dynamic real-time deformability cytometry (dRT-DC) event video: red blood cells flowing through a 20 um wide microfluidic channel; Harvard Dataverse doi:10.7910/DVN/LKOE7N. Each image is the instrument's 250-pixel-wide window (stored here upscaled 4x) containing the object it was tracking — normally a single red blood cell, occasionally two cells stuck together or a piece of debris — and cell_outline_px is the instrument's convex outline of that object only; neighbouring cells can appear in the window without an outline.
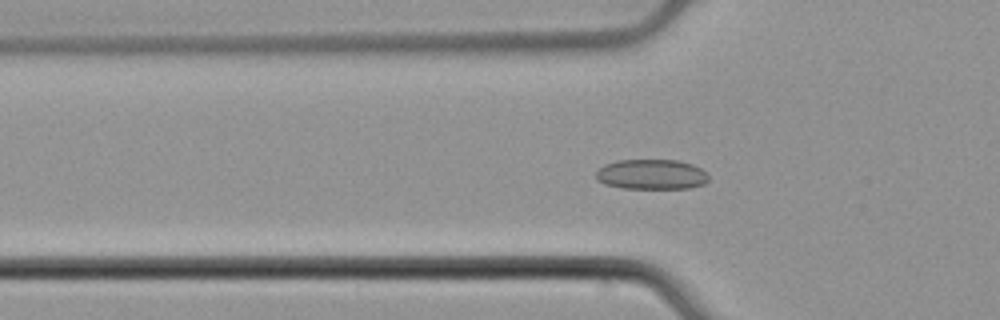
{"species": "common noctule bat (a hibernating species)", "species_latin": "Nyctalus noctula", "temperature_condition": "cold", "stored_images_in_passage": 48, "camera_frame_rate_fps": 3000, "um_per_image_px": 0.085, "animal": {"sex": "male", "body_mass_g": 21.5, "forearm_length_mm": 52.0}, "frame": {"image": 1, "passage_image": 19, "time_ms": 6.0, "image_size_px": [1000, 320], "cell_outline_px": [[708, 180], [704, 184], [688, 188], [624, 188], [604, 184], [596, 180], [596, 172], [604, 164], [616, 160], [676, 160], [692, 164], [700, 168], [708, 176]], "centroid_in_image_um": [55.34, 14.82], "position_along_channel_um": 70.5, "area_um2": 19.71}}
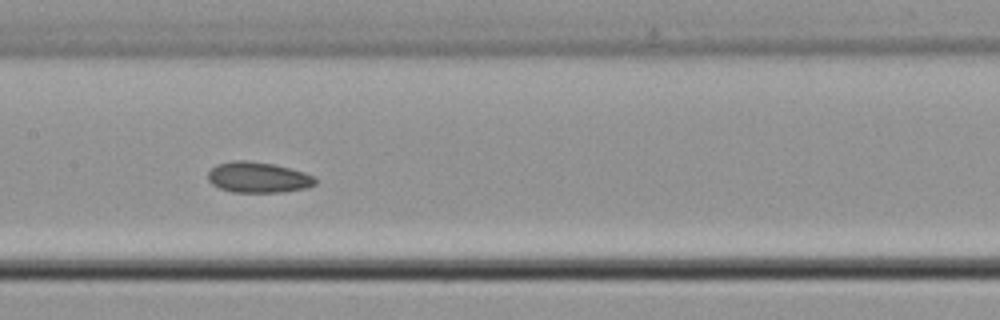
{"frame": {"image": 2, "passage_image": 28, "time_ms": 9.0, "image_size_px": [1000, 320], "cell_outline_px": [[316, 184], [308, 188], [280, 192], [232, 192], [220, 188], [212, 184], [208, 180], [208, 172], [216, 164], [232, 160], [248, 160], [276, 164], [304, 172], [312, 176], [316, 180]], "centroid_in_image_um": [21.93, 15.06], "position_along_channel_um": 185.5, "area_um2": 19.36}}
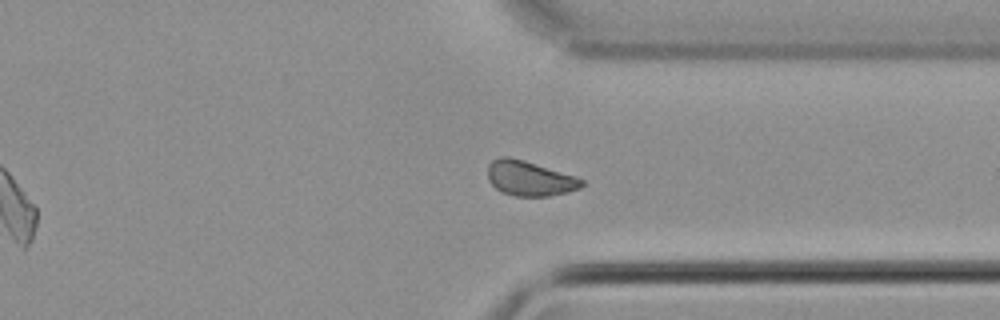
{"frame": {"image": 3, "passage_image": 42, "time_ms": 13.667, "image_size_px": [1000, 320], "cell_outline_px": [[584, 184], [580, 188], [568, 192], [548, 196], [516, 196], [500, 192], [488, 180], [488, 164], [492, 160], [500, 156], [508, 156], [524, 160], [576, 176], [584, 180]], "centroid_in_image_um": [45.01, 15.16], "position_along_channel_um": 366.4, "area_um2": 19.25}, "authors_computed_cell_mechanics": {"area_um2": 19.5942, "velocity_mm_per_s": 3.8712, "shape_relaxation_time_tau1_ms": 1.42, "shape_relaxation_time_tau2_ms": 3.8127, "deformation_change_tau1": 0.0266, "deformation_change_tau2": 0.0723}}